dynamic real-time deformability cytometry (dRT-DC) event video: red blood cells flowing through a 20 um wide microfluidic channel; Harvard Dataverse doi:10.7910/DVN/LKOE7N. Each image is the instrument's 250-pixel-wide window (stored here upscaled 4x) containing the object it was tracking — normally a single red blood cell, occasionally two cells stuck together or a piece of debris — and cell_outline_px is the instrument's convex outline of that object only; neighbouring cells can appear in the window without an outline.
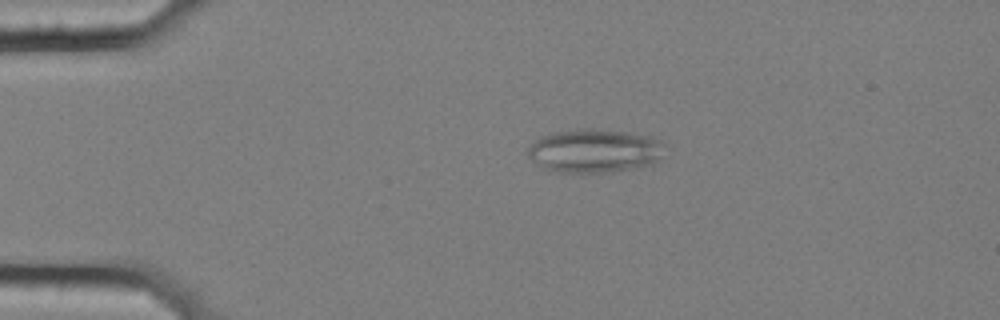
{"species": "common noctule bat (a hibernating species)", "species_latin": "Nyctalus noctula", "temperature_condition": "cold", "stored_images_in_passage": 51, "camera_frame_rate_fps": 3000, "um_per_image_px": 0.085, "animal": {"sex": "female", "body_mass_g": 25.1}, "frame": {"image": 1, "passage_image": 6, "time_ms": 1.667, "image_size_px": [1000, 320], "cell_outline_px": [[668, 144], [656, 160], [652, 164], [612, 172], [552, 172], [536, 164], [528, 156], [528, 148], [540, 136], [552, 132], [580, 128], [592, 128], [628, 132], [652, 136]], "centroid_in_image_um": [50.53, 12.8], "position_along_channel_um": 34.5, "area_um2": 35.08}}
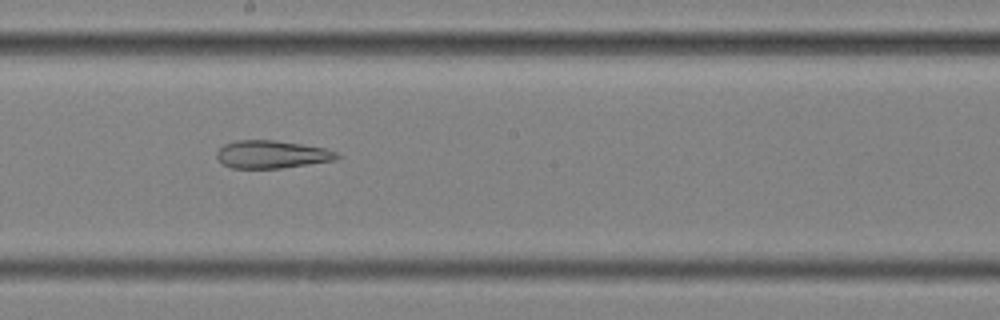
{"frame": {"image": 2, "passage_image": 26, "time_ms": 8.333, "image_size_px": [1000, 320], "cell_outline_px": [[344, 156], [336, 160], [280, 168], [232, 168], [224, 164], [216, 156], [216, 152], [224, 144], [236, 140], [276, 140], [324, 148], [336, 152]], "centroid_in_image_um": [23.12, 13.12], "position_along_channel_um": 225.1, "area_um2": 19.42}}
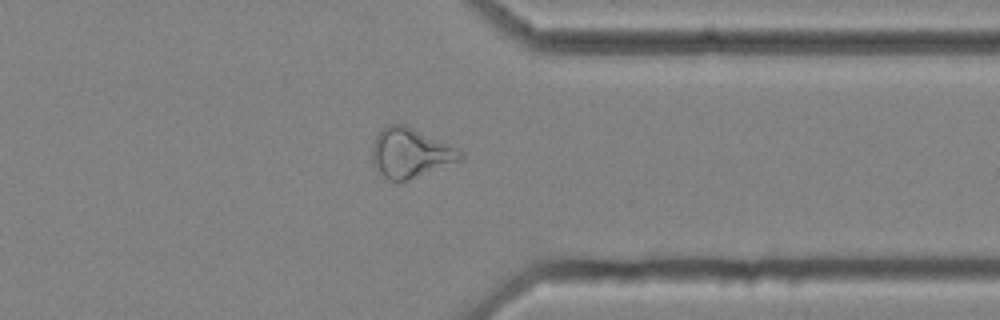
{"frame": {"image": 3, "passage_image": 39, "time_ms": 12.667, "image_size_px": [1000, 320], "cell_outline_px": [[464, 160], [408, 180], [392, 180], [384, 176], [376, 168], [372, 160], [372, 144], [376, 136], [388, 124], [408, 124], [456, 148], [464, 156]], "centroid_in_image_um": [34.9, 12.98], "position_along_channel_um": 376.5, "area_um2": 25.37}, "authors_computed_cell_mechanics": {"area_um2": 25.8944, "velocity_mm_per_s": 3.5465, "shape_relaxation_time_tau1_ms": null, "shape_relaxation_time_tau2_ms": 3.953, "deformation_change_tau1": null, "deformation_change_tau2": 0.1505}}